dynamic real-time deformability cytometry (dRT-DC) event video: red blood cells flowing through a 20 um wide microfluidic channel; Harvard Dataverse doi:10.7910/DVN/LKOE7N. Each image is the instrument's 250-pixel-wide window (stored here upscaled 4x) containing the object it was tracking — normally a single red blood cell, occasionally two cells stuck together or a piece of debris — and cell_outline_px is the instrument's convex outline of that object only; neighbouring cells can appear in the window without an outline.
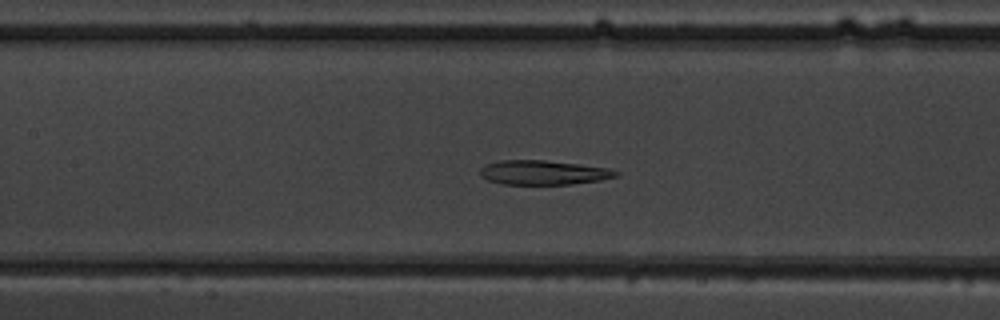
{"species": "common noctule bat (a hibernating species)", "species_latin": "Nyctalus noctula", "temperature_condition": "warm", "stored_images_in_passage": 47, "camera_frame_rate_fps": 3000, "um_per_image_px": 0.085, "animal": {"sex": "male", "body_mass_g": 19.5, "forearm_length_mm": 54.6}, "frame": {"image": 1, "passage_image": 20, "time_ms": 6.333, "image_size_px": [1000, 320], "cell_outline_px": [[620, 176], [600, 180], [572, 184], [504, 184], [488, 180], [480, 176], [480, 168], [484, 164], [496, 160], [544, 160], [608, 168], [620, 172]], "centroid_in_image_um": [46.16, 14.66], "position_along_channel_um": 161.2, "area_um2": 19.36}}
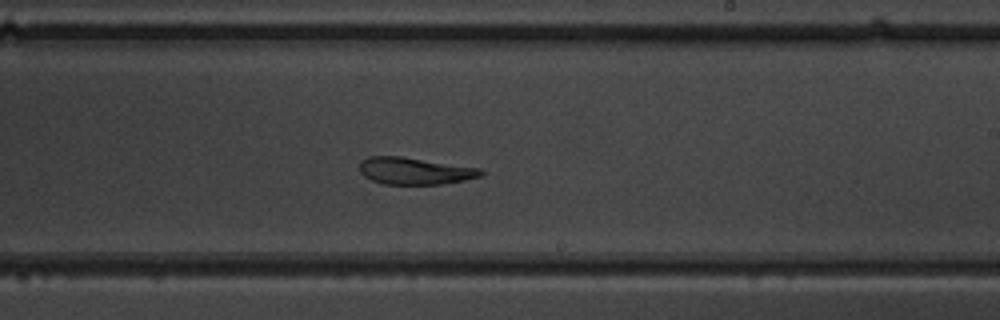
{"frame": {"image": 2, "passage_image": 27, "time_ms": 8.667, "image_size_px": [1000, 320], "cell_outline_px": [[484, 176], [464, 180], [440, 184], [384, 184], [372, 180], [364, 176], [360, 172], [360, 160], [368, 156], [400, 156], [480, 168], [484, 172]], "centroid_in_image_um": [35.25, 14.52], "position_along_channel_um": 253.8, "area_um2": 19.07}}
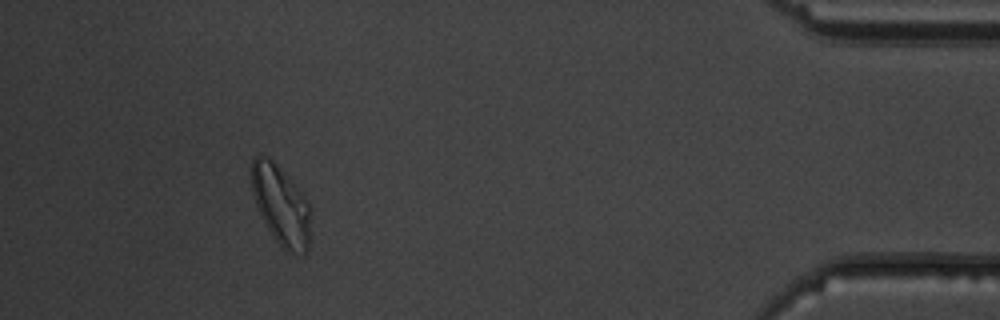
{"frame": {"image": 3, "passage_image": 43, "time_ms": 14.0, "image_size_px": [1000, 320], "cell_outline_px": [[308, 252], [304, 256], [288, 252], [272, 236], [256, 204], [252, 192], [252, 160], [260, 152], [272, 160], [276, 164], [304, 196], [308, 204]], "centroid_in_image_um": [23.85, 17.45], "position_along_channel_um": 411.3, "area_um2": 26.65}, "authors_computed_cell_mechanics": {"area_um2": 22.8888, "velocity_mm_per_s": 3.9793, "shape_relaxation_time_tau1_ms": null, "shape_relaxation_time_tau2_ms": 3.0082, "deformation_change_tau1": null, "deformation_change_tau2": 0.1001}}